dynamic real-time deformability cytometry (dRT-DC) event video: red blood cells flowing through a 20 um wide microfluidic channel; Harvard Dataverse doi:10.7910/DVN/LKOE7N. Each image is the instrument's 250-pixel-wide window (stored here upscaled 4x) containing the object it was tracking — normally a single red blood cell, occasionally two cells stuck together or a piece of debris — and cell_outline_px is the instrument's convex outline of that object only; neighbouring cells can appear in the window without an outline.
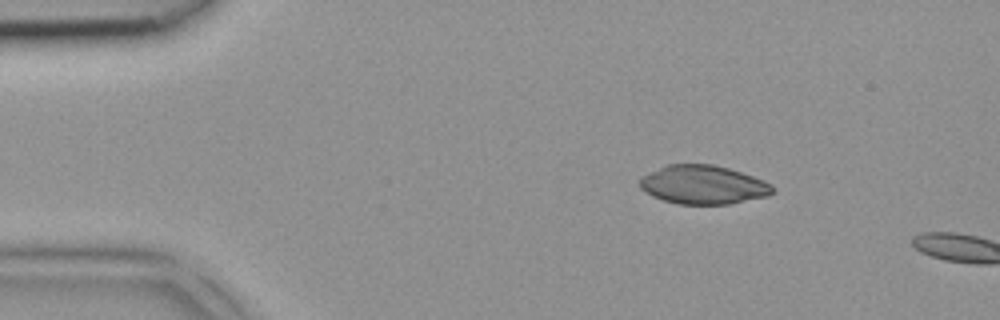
{"species": "common noctule bat (a hibernating species)", "species_latin": "Nyctalus noctula", "temperature_condition": "room temperature", "stored_images_in_passage": 2, "camera_frame_rate_fps": 3000, "um_per_image_px": 0.085, "animal": {"sex": "female", "body_mass_g": 18.4}, "frame": {"image": 1, "passage_image": 1, "time_ms": 0.0, "image_size_px": [1000, 320], "cell_outline_px": [[776, 188], [768, 196], [728, 204], [676, 204], [652, 196], [640, 188], [640, 176], [668, 164], [712, 164], [728, 168], [764, 180], [772, 184]], "centroid_in_image_um": [59.77, 15.7], "position_along_channel_um": 25.2, "area_um2": 30.0}}